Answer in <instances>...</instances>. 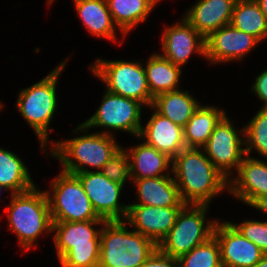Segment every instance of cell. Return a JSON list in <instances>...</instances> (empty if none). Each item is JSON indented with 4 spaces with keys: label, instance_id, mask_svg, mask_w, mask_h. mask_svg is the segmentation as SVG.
Returning <instances> with one entry per match:
<instances>
[{
    "label": "cell",
    "instance_id": "cell-11",
    "mask_svg": "<svg viewBox=\"0 0 267 267\" xmlns=\"http://www.w3.org/2000/svg\"><path fill=\"white\" fill-rule=\"evenodd\" d=\"M233 123L225 114L202 147L207 158L228 180L246 155L244 127L238 131Z\"/></svg>",
    "mask_w": 267,
    "mask_h": 267
},
{
    "label": "cell",
    "instance_id": "cell-32",
    "mask_svg": "<svg viewBox=\"0 0 267 267\" xmlns=\"http://www.w3.org/2000/svg\"><path fill=\"white\" fill-rule=\"evenodd\" d=\"M246 239L267 253V221L245 220L242 223L230 222Z\"/></svg>",
    "mask_w": 267,
    "mask_h": 267
},
{
    "label": "cell",
    "instance_id": "cell-3",
    "mask_svg": "<svg viewBox=\"0 0 267 267\" xmlns=\"http://www.w3.org/2000/svg\"><path fill=\"white\" fill-rule=\"evenodd\" d=\"M128 228L125 221L103 224L98 267H140L158 248L151 238Z\"/></svg>",
    "mask_w": 267,
    "mask_h": 267
},
{
    "label": "cell",
    "instance_id": "cell-13",
    "mask_svg": "<svg viewBox=\"0 0 267 267\" xmlns=\"http://www.w3.org/2000/svg\"><path fill=\"white\" fill-rule=\"evenodd\" d=\"M260 43L254 36L229 24L213 31L205 38V59L212 64L241 61Z\"/></svg>",
    "mask_w": 267,
    "mask_h": 267
},
{
    "label": "cell",
    "instance_id": "cell-36",
    "mask_svg": "<svg viewBox=\"0 0 267 267\" xmlns=\"http://www.w3.org/2000/svg\"><path fill=\"white\" fill-rule=\"evenodd\" d=\"M260 7V10L267 18V0H255Z\"/></svg>",
    "mask_w": 267,
    "mask_h": 267
},
{
    "label": "cell",
    "instance_id": "cell-17",
    "mask_svg": "<svg viewBox=\"0 0 267 267\" xmlns=\"http://www.w3.org/2000/svg\"><path fill=\"white\" fill-rule=\"evenodd\" d=\"M235 176L229 179V194L250 206L267 195V161L245 155Z\"/></svg>",
    "mask_w": 267,
    "mask_h": 267
},
{
    "label": "cell",
    "instance_id": "cell-24",
    "mask_svg": "<svg viewBox=\"0 0 267 267\" xmlns=\"http://www.w3.org/2000/svg\"><path fill=\"white\" fill-rule=\"evenodd\" d=\"M117 29L123 37L146 21L160 0H106Z\"/></svg>",
    "mask_w": 267,
    "mask_h": 267
},
{
    "label": "cell",
    "instance_id": "cell-30",
    "mask_svg": "<svg viewBox=\"0 0 267 267\" xmlns=\"http://www.w3.org/2000/svg\"><path fill=\"white\" fill-rule=\"evenodd\" d=\"M179 267H222L220 246L213 236L178 259Z\"/></svg>",
    "mask_w": 267,
    "mask_h": 267
},
{
    "label": "cell",
    "instance_id": "cell-25",
    "mask_svg": "<svg viewBox=\"0 0 267 267\" xmlns=\"http://www.w3.org/2000/svg\"><path fill=\"white\" fill-rule=\"evenodd\" d=\"M145 67L147 85L150 94L156 95L164 92L174 91L179 89L180 77L182 70L180 66L171 63L164 58L161 53H153Z\"/></svg>",
    "mask_w": 267,
    "mask_h": 267
},
{
    "label": "cell",
    "instance_id": "cell-23",
    "mask_svg": "<svg viewBox=\"0 0 267 267\" xmlns=\"http://www.w3.org/2000/svg\"><path fill=\"white\" fill-rule=\"evenodd\" d=\"M201 103L188 90H174L156 95L152 107L174 124L184 127Z\"/></svg>",
    "mask_w": 267,
    "mask_h": 267
},
{
    "label": "cell",
    "instance_id": "cell-39",
    "mask_svg": "<svg viewBox=\"0 0 267 267\" xmlns=\"http://www.w3.org/2000/svg\"><path fill=\"white\" fill-rule=\"evenodd\" d=\"M7 190L2 184H0V191Z\"/></svg>",
    "mask_w": 267,
    "mask_h": 267
},
{
    "label": "cell",
    "instance_id": "cell-15",
    "mask_svg": "<svg viewBox=\"0 0 267 267\" xmlns=\"http://www.w3.org/2000/svg\"><path fill=\"white\" fill-rule=\"evenodd\" d=\"M125 222L157 245L169 233L184 206L158 207L128 204Z\"/></svg>",
    "mask_w": 267,
    "mask_h": 267
},
{
    "label": "cell",
    "instance_id": "cell-7",
    "mask_svg": "<svg viewBox=\"0 0 267 267\" xmlns=\"http://www.w3.org/2000/svg\"><path fill=\"white\" fill-rule=\"evenodd\" d=\"M208 208V205L186 204L169 233L159 242L158 249L165 255L179 259L213 237L218 220H205Z\"/></svg>",
    "mask_w": 267,
    "mask_h": 267
},
{
    "label": "cell",
    "instance_id": "cell-8",
    "mask_svg": "<svg viewBox=\"0 0 267 267\" xmlns=\"http://www.w3.org/2000/svg\"><path fill=\"white\" fill-rule=\"evenodd\" d=\"M89 67L99 80L103 81L110 93L127 97L150 107L153 96L150 94L146 71L140 61L96 59Z\"/></svg>",
    "mask_w": 267,
    "mask_h": 267
},
{
    "label": "cell",
    "instance_id": "cell-37",
    "mask_svg": "<svg viewBox=\"0 0 267 267\" xmlns=\"http://www.w3.org/2000/svg\"><path fill=\"white\" fill-rule=\"evenodd\" d=\"M253 267H267V253H264L261 260L257 262Z\"/></svg>",
    "mask_w": 267,
    "mask_h": 267
},
{
    "label": "cell",
    "instance_id": "cell-31",
    "mask_svg": "<svg viewBox=\"0 0 267 267\" xmlns=\"http://www.w3.org/2000/svg\"><path fill=\"white\" fill-rule=\"evenodd\" d=\"M100 172L108 179L125 185L126 181L131 179L129 158L125 148L122 147L117 151L103 166Z\"/></svg>",
    "mask_w": 267,
    "mask_h": 267
},
{
    "label": "cell",
    "instance_id": "cell-33",
    "mask_svg": "<svg viewBox=\"0 0 267 267\" xmlns=\"http://www.w3.org/2000/svg\"><path fill=\"white\" fill-rule=\"evenodd\" d=\"M140 267H179L178 259L163 254L158 248Z\"/></svg>",
    "mask_w": 267,
    "mask_h": 267
},
{
    "label": "cell",
    "instance_id": "cell-14",
    "mask_svg": "<svg viewBox=\"0 0 267 267\" xmlns=\"http://www.w3.org/2000/svg\"><path fill=\"white\" fill-rule=\"evenodd\" d=\"M213 236L219 243L222 267H253L263 256L261 249L246 239L230 221L218 219Z\"/></svg>",
    "mask_w": 267,
    "mask_h": 267
},
{
    "label": "cell",
    "instance_id": "cell-19",
    "mask_svg": "<svg viewBox=\"0 0 267 267\" xmlns=\"http://www.w3.org/2000/svg\"><path fill=\"white\" fill-rule=\"evenodd\" d=\"M237 0H197L183 17L207 38L213 31L229 25Z\"/></svg>",
    "mask_w": 267,
    "mask_h": 267
},
{
    "label": "cell",
    "instance_id": "cell-21",
    "mask_svg": "<svg viewBox=\"0 0 267 267\" xmlns=\"http://www.w3.org/2000/svg\"><path fill=\"white\" fill-rule=\"evenodd\" d=\"M136 185L137 203L147 206L170 207L185 206L179 195L173 176L131 179Z\"/></svg>",
    "mask_w": 267,
    "mask_h": 267
},
{
    "label": "cell",
    "instance_id": "cell-28",
    "mask_svg": "<svg viewBox=\"0 0 267 267\" xmlns=\"http://www.w3.org/2000/svg\"><path fill=\"white\" fill-rule=\"evenodd\" d=\"M230 24L261 43L267 38V18L255 0H237Z\"/></svg>",
    "mask_w": 267,
    "mask_h": 267
},
{
    "label": "cell",
    "instance_id": "cell-10",
    "mask_svg": "<svg viewBox=\"0 0 267 267\" xmlns=\"http://www.w3.org/2000/svg\"><path fill=\"white\" fill-rule=\"evenodd\" d=\"M102 101L95 113L73 130L75 133L87 132L90 128L102 127L111 130L100 131V133L114 135L112 132L124 131L139 137L142 124L141 113L143 105L133 99L116 95L105 90Z\"/></svg>",
    "mask_w": 267,
    "mask_h": 267
},
{
    "label": "cell",
    "instance_id": "cell-26",
    "mask_svg": "<svg viewBox=\"0 0 267 267\" xmlns=\"http://www.w3.org/2000/svg\"><path fill=\"white\" fill-rule=\"evenodd\" d=\"M226 114L224 109L200 105L183 127L186 148H202L209 140L216 124Z\"/></svg>",
    "mask_w": 267,
    "mask_h": 267
},
{
    "label": "cell",
    "instance_id": "cell-27",
    "mask_svg": "<svg viewBox=\"0 0 267 267\" xmlns=\"http://www.w3.org/2000/svg\"><path fill=\"white\" fill-rule=\"evenodd\" d=\"M27 167L17 154L0 147V184L7 192L23 193L36 186Z\"/></svg>",
    "mask_w": 267,
    "mask_h": 267
},
{
    "label": "cell",
    "instance_id": "cell-18",
    "mask_svg": "<svg viewBox=\"0 0 267 267\" xmlns=\"http://www.w3.org/2000/svg\"><path fill=\"white\" fill-rule=\"evenodd\" d=\"M149 108L153 110L152 116L146 125L142 126L138 139L144 140L148 145L173 159L186 148L183 127L159 114L152 106Z\"/></svg>",
    "mask_w": 267,
    "mask_h": 267
},
{
    "label": "cell",
    "instance_id": "cell-20",
    "mask_svg": "<svg viewBox=\"0 0 267 267\" xmlns=\"http://www.w3.org/2000/svg\"><path fill=\"white\" fill-rule=\"evenodd\" d=\"M125 150L129 158L131 179L172 175L170 173L172 172V158L165 153L159 152L153 146L148 145L144 140L139 145L132 146L128 150L126 148Z\"/></svg>",
    "mask_w": 267,
    "mask_h": 267
},
{
    "label": "cell",
    "instance_id": "cell-1",
    "mask_svg": "<svg viewBox=\"0 0 267 267\" xmlns=\"http://www.w3.org/2000/svg\"><path fill=\"white\" fill-rule=\"evenodd\" d=\"M171 173L185 204L209 205L214 197L229 189V180L212 164L202 148L180 151L172 159Z\"/></svg>",
    "mask_w": 267,
    "mask_h": 267
},
{
    "label": "cell",
    "instance_id": "cell-5",
    "mask_svg": "<svg viewBox=\"0 0 267 267\" xmlns=\"http://www.w3.org/2000/svg\"><path fill=\"white\" fill-rule=\"evenodd\" d=\"M10 196L9 206L5 208V212H9L8 226L17 236L21 248L29 251L35 246L37 238L53 232L47 194L34 186Z\"/></svg>",
    "mask_w": 267,
    "mask_h": 267
},
{
    "label": "cell",
    "instance_id": "cell-2",
    "mask_svg": "<svg viewBox=\"0 0 267 267\" xmlns=\"http://www.w3.org/2000/svg\"><path fill=\"white\" fill-rule=\"evenodd\" d=\"M105 222H52V231L55 232L53 240L60 266L98 267L100 233ZM95 225H100V229L95 228Z\"/></svg>",
    "mask_w": 267,
    "mask_h": 267
},
{
    "label": "cell",
    "instance_id": "cell-4",
    "mask_svg": "<svg viewBox=\"0 0 267 267\" xmlns=\"http://www.w3.org/2000/svg\"><path fill=\"white\" fill-rule=\"evenodd\" d=\"M115 139V136L110 134L93 132L57 142L51 140L50 153L62 164L64 172H87V166L100 171L122 148Z\"/></svg>",
    "mask_w": 267,
    "mask_h": 267
},
{
    "label": "cell",
    "instance_id": "cell-35",
    "mask_svg": "<svg viewBox=\"0 0 267 267\" xmlns=\"http://www.w3.org/2000/svg\"><path fill=\"white\" fill-rule=\"evenodd\" d=\"M250 207L256 208V210L261 211L264 215L267 214V195L259 196Z\"/></svg>",
    "mask_w": 267,
    "mask_h": 267
},
{
    "label": "cell",
    "instance_id": "cell-29",
    "mask_svg": "<svg viewBox=\"0 0 267 267\" xmlns=\"http://www.w3.org/2000/svg\"><path fill=\"white\" fill-rule=\"evenodd\" d=\"M245 154L257 151L267 159V108H260L256 115L244 126Z\"/></svg>",
    "mask_w": 267,
    "mask_h": 267
},
{
    "label": "cell",
    "instance_id": "cell-34",
    "mask_svg": "<svg viewBox=\"0 0 267 267\" xmlns=\"http://www.w3.org/2000/svg\"><path fill=\"white\" fill-rule=\"evenodd\" d=\"M251 91L254 92L260 101L264 102L261 108H267V69L262 71L251 86Z\"/></svg>",
    "mask_w": 267,
    "mask_h": 267
},
{
    "label": "cell",
    "instance_id": "cell-12",
    "mask_svg": "<svg viewBox=\"0 0 267 267\" xmlns=\"http://www.w3.org/2000/svg\"><path fill=\"white\" fill-rule=\"evenodd\" d=\"M97 215L105 221H125L128 206L120 204L121 191L125 185L108 179L100 171L89 170L75 174Z\"/></svg>",
    "mask_w": 267,
    "mask_h": 267
},
{
    "label": "cell",
    "instance_id": "cell-6",
    "mask_svg": "<svg viewBox=\"0 0 267 267\" xmlns=\"http://www.w3.org/2000/svg\"><path fill=\"white\" fill-rule=\"evenodd\" d=\"M66 62L67 60L62 61L60 65L56 66L40 81L20 90L16 100L18 112H20L29 127L35 132L38 140H40V147L43 153L48 148L47 145L51 143L50 140L48 141V135L53 129L49 130L48 128H50V122L57 110L56 85L59 75L66 67Z\"/></svg>",
    "mask_w": 267,
    "mask_h": 267
},
{
    "label": "cell",
    "instance_id": "cell-9",
    "mask_svg": "<svg viewBox=\"0 0 267 267\" xmlns=\"http://www.w3.org/2000/svg\"><path fill=\"white\" fill-rule=\"evenodd\" d=\"M45 190L52 222H79L101 219L75 174L60 171Z\"/></svg>",
    "mask_w": 267,
    "mask_h": 267
},
{
    "label": "cell",
    "instance_id": "cell-16",
    "mask_svg": "<svg viewBox=\"0 0 267 267\" xmlns=\"http://www.w3.org/2000/svg\"><path fill=\"white\" fill-rule=\"evenodd\" d=\"M164 29L161 36V55L171 63L181 67L194 52L205 58V38L184 17L180 22Z\"/></svg>",
    "mask_w": 267,
    "mask_h": 267
},
{
    "label": "cell",
    "instance_id": "cell-22",
    "mask_svg": "<svg viewBox=\"0 0 267 267\" xmlns=\"http://www.w3.org/2000/svg\"><path fill=\"white\" fill-rule=\"evenodd\" d=\"M81 22L90 34L116 42V25L106 0H73Z\"/></svg>",
    "mask_w": 267,
    "mask_h": 267
},
{
    "label": "cell",
    "instance_id": "cell-38",
    "mask_svg": "<svg viewBox=\"0 0 267 267\" xmlns=\"http://www.w3.org/2000/svg\"><path fill=\"white\" fill-rule=\"evenodd\" d=\"M53 1H55V0H47L46 1L47 2V5L50 6L53 3Z\"/></svg>",
    "mask_w": 267,
    "mask_h": 267
},
{
    "label": "cell",
    "instance_id": "cell-40",
    "mask_svg": "<svg viewBox=\"0 0 267 267\" xmlns=\"http://www.w3.org/2000/svg\"><path fill=\"white\" fill-rule=\"evenodd\" d=\"M4 104H2V102L0 101V110H2L1 108L4 107Z\"/></svg>",
    "mask_w": 267,
    "mask_h": 267
}]
</instances>
